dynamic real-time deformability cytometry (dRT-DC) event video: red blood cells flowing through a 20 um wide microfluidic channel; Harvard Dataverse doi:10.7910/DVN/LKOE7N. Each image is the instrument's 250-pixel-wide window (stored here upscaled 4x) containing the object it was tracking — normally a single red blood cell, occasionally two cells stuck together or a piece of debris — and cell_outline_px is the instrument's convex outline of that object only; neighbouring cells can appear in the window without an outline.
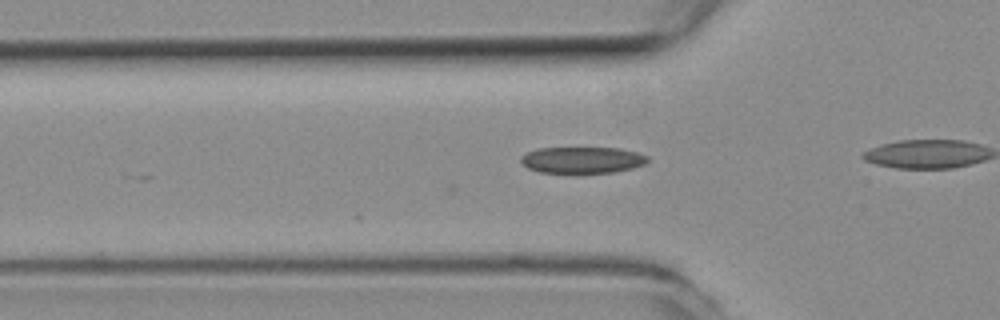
{"species": "common noctule bat (a hibernating species)", "species_latin": "Nyctalus noctula", "temperature_condition": "room temperature", "stored_images_in_passage": 8, "camera_frame_rate_fps": 3000, "um_per_image_px": 0.085, "animal": {"sex": "female", "body_mass_g": 19.3, "forearm_length_mm": 54.1}, "frame": {"image": 1, "passage_image": 2, "time_ms": 0.333, "image_size_px": [1000, 320], "cell_outline_px": [[648, 160], [644, 164], [632, 168], [612, 172], [576, 176], [540, 172], [528, 168], [520, 160], [520, 156], [536, 148], [620, 148], [636, 152], [648, 156]], "centroid_in_image_um": [49.46, 13.64], "position_along_channel_um": 76.3, "area_um2": 20.29}}
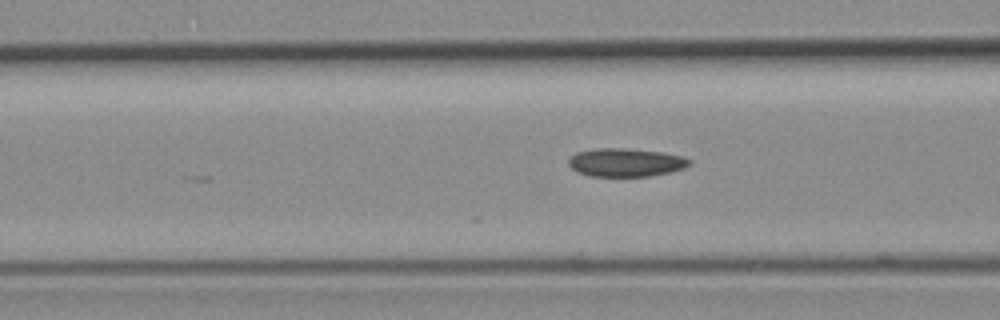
{"frame": {"image": 2, "passage_image": 5, "time_ms": 1.333, "image_size_px": [1000, 320], "cell_outline_px": [[692, 164], [684, 168], [652, 176], [588, 176], [576, 172], [568, 164], [568, 160], [576, 152], [596, 148], [624, 148], [664, 152], [680, 156], [692, 160]], "centroid_in_image_um": [53.18, 13.81], "position_along_channel_um": 113.4, "area_um2": 20.06}}